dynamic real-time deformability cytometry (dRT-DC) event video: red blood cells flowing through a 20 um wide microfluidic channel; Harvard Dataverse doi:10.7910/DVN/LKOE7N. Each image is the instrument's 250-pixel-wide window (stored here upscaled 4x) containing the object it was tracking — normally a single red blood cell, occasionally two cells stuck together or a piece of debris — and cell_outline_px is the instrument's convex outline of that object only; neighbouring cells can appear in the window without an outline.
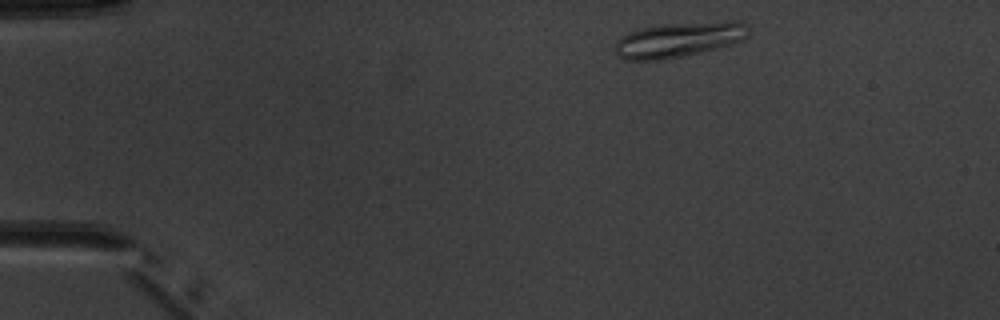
{"species": "common noctule bat (a hibernating species)", "species_latin": "Nyctalus noctula", "temperature_condition": "warm", "stored_images_in_passage": 3, "camera_frame_rate_fps": 3000, "um_per_image_px": 0.085, "animal": {"sex": "male", "body_mass_g": 20.1, "forearm_length_mm": 53.5}, "frame": {"image": 1, "passage_image": 1, "time_ms": 0.0, "image_size_px": [1000, 320], "cell_outline_px": [[748, 36], [744, 40], [732, 44], [700, 52], [664, 60], [624, 60], [616, 56], [616, 40], [620, 36], [628, 32], [640, 28], [664, 24], [728, 20], [740, 20], [748, 24]], "centroid_in_image_um": [57.72, 3.35], "position_along_channel_um": 27.3, "area_um2": 27.74}}